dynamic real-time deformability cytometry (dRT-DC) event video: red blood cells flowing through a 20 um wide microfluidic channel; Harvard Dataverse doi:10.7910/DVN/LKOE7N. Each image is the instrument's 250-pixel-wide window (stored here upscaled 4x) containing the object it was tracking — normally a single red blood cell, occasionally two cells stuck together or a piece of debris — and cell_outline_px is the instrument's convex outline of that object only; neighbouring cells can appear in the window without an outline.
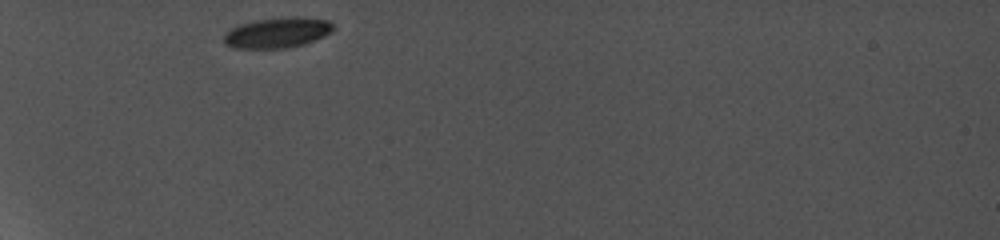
{"species": "common noctule bat (a hibernating species)", "species_latin": "Nyctalus noctula", "temperature_condition": "cold", "stored_images_in_passage": 3, "camera_frame_rate_fps": 5000, "um_per_image_px": 0.085, "animal": {"sex": "female", "body_mass_g": 19.0, "forearm_length_mm": 56.7}, "frame": {"image": 1, "passage_image": 1, "time_ms": 0.0, "image_size_px": [1000, 240], "cell_outline_px": [[332, 32], [324, 36], [304, 44], [288, 48], [232, 48], [224, 44], [224, 32], [240, 24], [256, 20], [288, 16], [296, 16], [328, 20], [332, 24]], "centroid_in_image_um": [23.55, 2.77], "position_along_channel_um": 61.5, "area_um2": 19.48}}
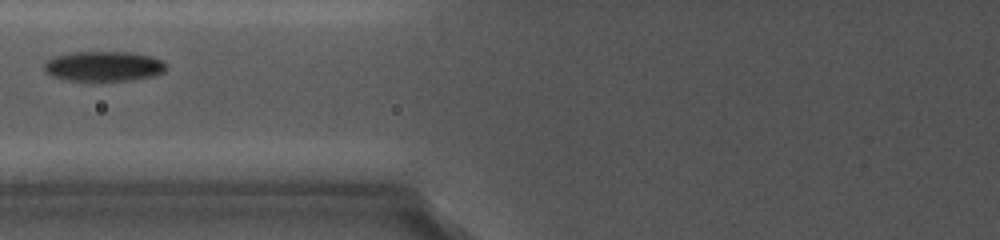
{"frame": {"image": 2, "passage_image": 3, "time_ms": 2.2, "image_size_px": [1000, 240], "cell_outline_px": [[168, 68], [164, 72], [156, 76], [132, 80], [64, 80], [52, 76], [44, 72], [44, 64], [48, 60], [56, 56], [72, 52], [128, 52], [148, 56], [160, 60]], "centroid_in_image_um": [8.8, 5.64], "position_along_channel_um": 117.0, "area_um2": 21.21}}